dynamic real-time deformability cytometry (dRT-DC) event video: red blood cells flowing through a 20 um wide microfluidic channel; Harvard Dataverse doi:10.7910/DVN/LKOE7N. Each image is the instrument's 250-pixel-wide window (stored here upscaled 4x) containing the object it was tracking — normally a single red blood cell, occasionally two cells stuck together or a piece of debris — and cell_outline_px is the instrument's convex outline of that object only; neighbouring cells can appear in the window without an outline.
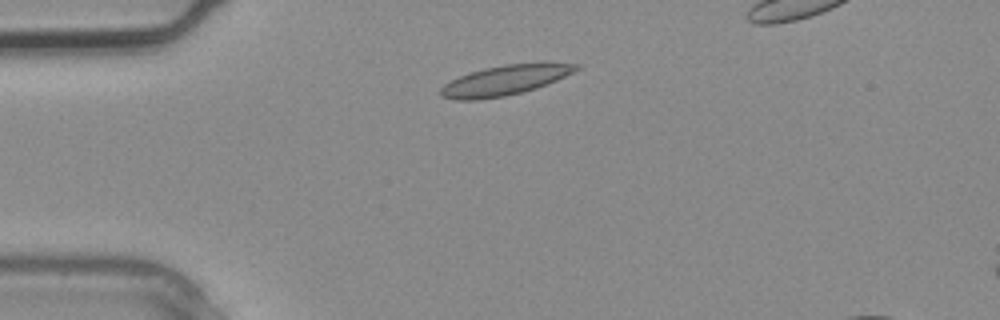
{"species": "common noctule bat (a hibernating species)", "species_latin": "Nyctalus noctula", "temperature_condition": "warm", "stored_images_in_passage": 2, "camera_frame_rate_fps": 3000, "um_per_image_px": 0.085, "animal": {"sex": "male", "body_mass_g": 20.4}, "frame": {"image": 1, "passage_image": 1, "time_ms": 0.0, "image_size_px": [1000, 320], "cell_outline_px": [[580, 68], [548, 84], [536, 88], [504, 96], [480, 100], [456, 100], [440, 96], [440, 88], [444, 84], [460, 76], [484, 68], [504, 64], [544, 60], [580, 64]], "centroid_in_image_um": [42.99, 6.78], "position_along_channel_um": 42.0, "area_um2": 24.16}}